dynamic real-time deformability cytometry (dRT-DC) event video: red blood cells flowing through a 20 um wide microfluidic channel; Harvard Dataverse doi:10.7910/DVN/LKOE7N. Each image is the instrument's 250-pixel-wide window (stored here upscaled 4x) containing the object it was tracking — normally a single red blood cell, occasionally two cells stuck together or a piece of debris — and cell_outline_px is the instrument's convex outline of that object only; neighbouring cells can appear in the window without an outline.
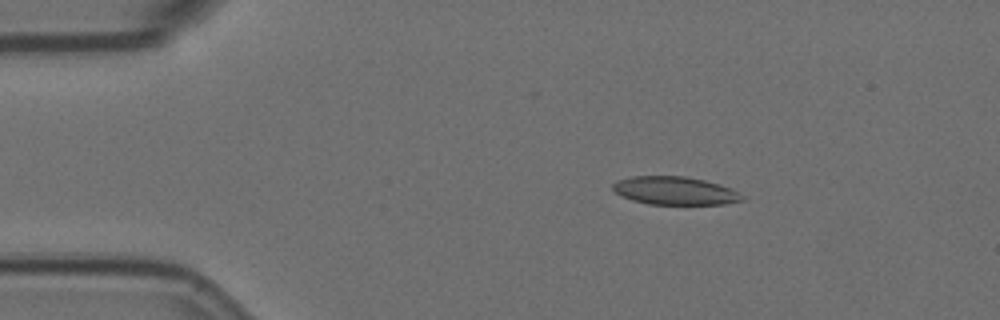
{"species": "Egyptian fruit bat (a non-hibernating species)", "species_latin": "Rousettus aegyptiacus", "temperature_condition": "room temperature", "stored_images_in_passage": 4, "camera_frame_rate_fps": 3000, "um_per_image_px": 0.085, "animal": {"sex": "female"}, "frame": {"image": 1, "passage_image": 2, "time_ms": 0.333, "image_size_px": [1000, 320], "cell_outline_px": [[744, 200], [724, 204], [648, 204], [632, 200], [620, 196], [612, 188], [612, 184], [616, 180], [632, 176], [684, 176], [704, 180], [720, 184], [732, 188], [744, 196]], "centroid_in_image_um": [57.36, 16.21], "position_along_channel_um": 27.6, "area_um2": 21.33}}